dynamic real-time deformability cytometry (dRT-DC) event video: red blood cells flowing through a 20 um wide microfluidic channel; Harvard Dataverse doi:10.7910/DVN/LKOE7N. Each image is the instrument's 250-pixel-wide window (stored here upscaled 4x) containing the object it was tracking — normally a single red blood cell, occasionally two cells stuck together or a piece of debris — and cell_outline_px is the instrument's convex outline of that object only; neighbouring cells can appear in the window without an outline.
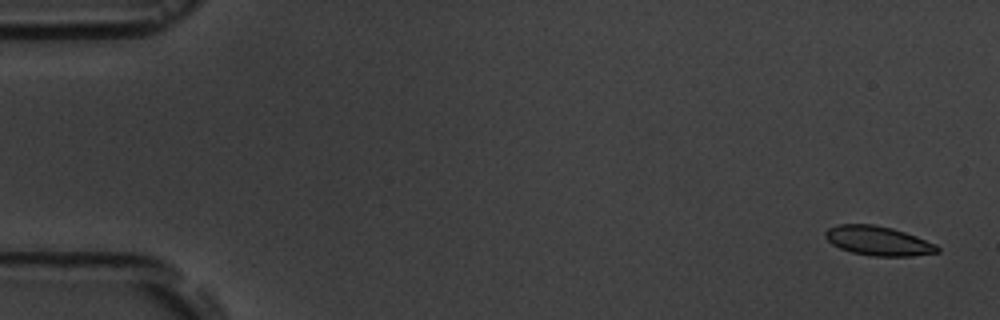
{"species": "common noctule bat (a hibernating species)", "species_latin": "Nyctalus noctula", "temperature_condition": "room temperature", "stored_images_in_passage": 5, "camera_frame_rate_fps": 3000, "um_per_image_px": 0.085, "animal": {"sex": "male", "body_mass_g": 19.5, "forearm_length_mm": 54.6}, "frame": {"image": 1, "passage_image": 1, "time_ms": 0.0, "image_size_px": [1000, 320], "cell_outline_px": [[940, 252], [912, 256], [872, 256], [852, 252], [840, 248], [832, 244], [824, 236], [824, 232], [828, 228], [836, 224], [872, 224], [892, 228], [916, 236], [936, 244], [940, 248]], "centroid_in_image_um": [74.64, 20.47], "position_along_channel_um": 10.4, "area_um2": 19.19}}
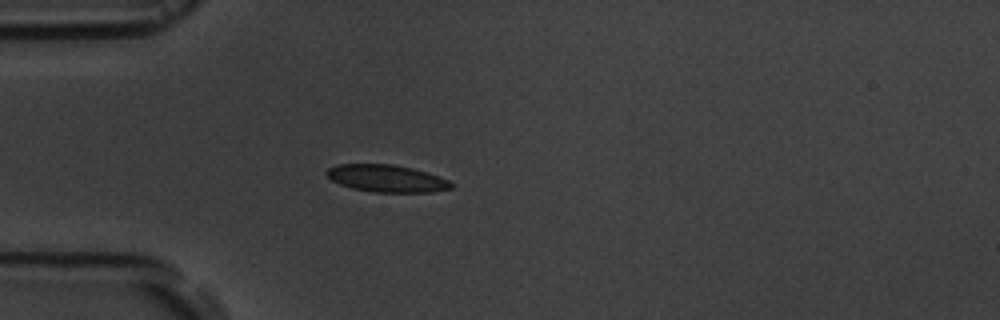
{"frame": {"image": 2, "passage_image": 5, "time_ms": 4.667, "image_size_px": [1000, 320], "cell_outline_px": [[452, 188], [432, 192], [372, 192], [352, 188], [340, 184], [332, 180], [324, 172], [328, 168], [336, 164], [392, 164], [412, 168], [448, 180], [452, 184]], "centroid_in_image_um": [32.81, 15.16], "position_along_channel_um": 52.2, "area_um2": 19.59}}